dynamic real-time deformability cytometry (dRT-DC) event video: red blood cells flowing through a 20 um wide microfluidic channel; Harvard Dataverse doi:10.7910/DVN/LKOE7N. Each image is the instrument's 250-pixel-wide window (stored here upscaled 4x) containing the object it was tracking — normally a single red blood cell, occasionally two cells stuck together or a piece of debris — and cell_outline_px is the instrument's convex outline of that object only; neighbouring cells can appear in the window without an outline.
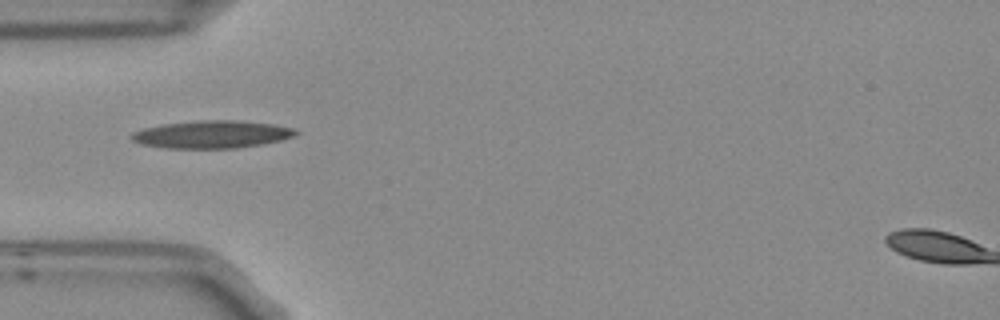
{"species": "Egyptian fruit bat (a non-hibernating species)", "species_latin": "Rousettus aegyptiacus", "temperature_condition": "room temperature", "stored_images_in_passage": 10, "camera_frame_rate_fps": 3000, "um_per_image_px": 0.085, "frame": {"image": 1, "passage_image": 4, "time_ms": 1.0, "image_size_px": [1000, 320], "cell_outline_px": [[300, 132], [296, 136], [280, 140], [260, 144], [236, 148], [168, 148], [140, 144], [132, 140], [128, 136], [132, 132], [144, 128], [164, 124], [196, 120], [236, 120], [276, 124], [296, 128]], "centroid_in_image_um": [18.03, 11.41], "position_along_channel_um": 67.0, "area_um2": 26.65}}
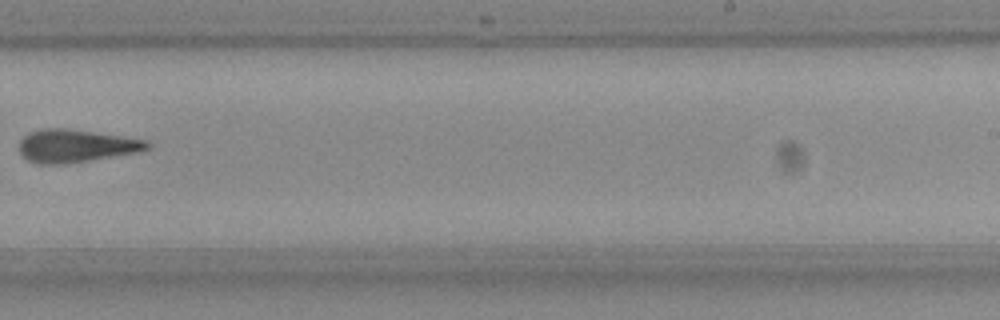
{"frame": {"image": 2, "passage_image": 9, "time_ms": 2.667, "image_size_px": [1000, 320], "cell_outline_px": [[152, 148], [136, 152], [88, 160], [60, 164], [40, 164], [28, 160], [20, 152], [20, 140], [24, 136], [32, 132], [44, 128], [64, 128], [148, 140], [152, 144]], "centroid_in_image_um": [6.47, 12.39], "position_along_channel_um": 282.5, "area_um2": 24.04}}
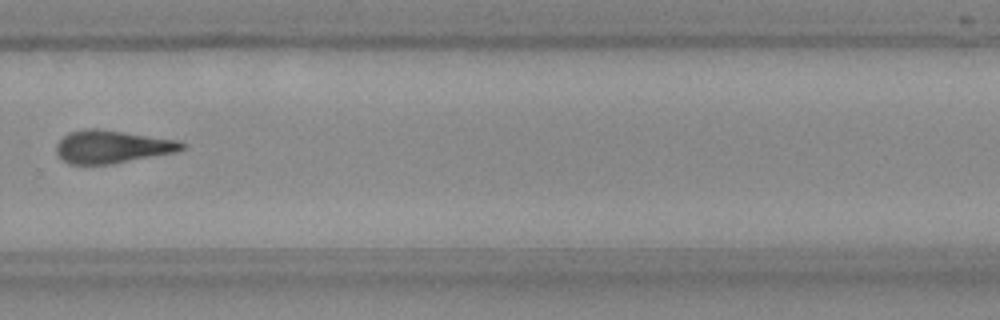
{"frame": {"image": 3, "passage_image": 10, "time_ms": 3.0, "image_size_px": [1000, 320], "cell_outline_px": [[184, 148], [176, 152], [112, 164], [68, 164], [56, 152], [56, 144], [68, 132], [88, 128], [96, 128], [124, 132], [176, 140], [184, 144]], "centroid_in_image_um": [9.49, 12.47], "position_along_channel_um": 320.3, "area_um2": 23.81}}